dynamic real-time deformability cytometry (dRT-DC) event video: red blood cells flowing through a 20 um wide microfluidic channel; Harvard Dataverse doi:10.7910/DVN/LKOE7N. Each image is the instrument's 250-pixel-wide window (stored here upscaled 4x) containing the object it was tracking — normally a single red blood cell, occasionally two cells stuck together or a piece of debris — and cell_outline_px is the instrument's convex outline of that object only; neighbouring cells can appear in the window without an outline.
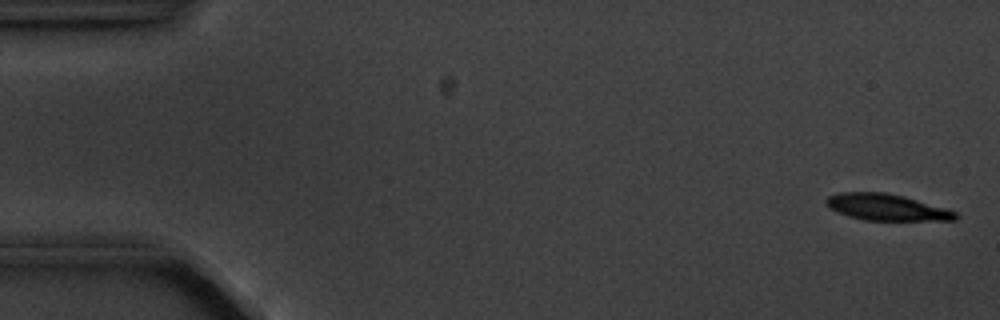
{"species": "common noctule bat (a hibernating species)", "species_latin": "Nyctalus noctula", "temperature_condition": "cold", "stored_images_in_passage": 5, "camera_frame_rate_fps": 3000, "um_per_image_px": 0.085, "animal": {"sex": "male", "body_mass_g": 20.1, "forearm_length_mm": 53.5}, "frame": {"image": 1, "passage_image": 5, "time_ms": 4.667, "image_size_px": [1000, 320], "cell_outline_px": [[960, 216], [956, 220], [864, 220], [848, 216], [836, 212], [828, 208], [824, 200], [828, 196], [840, 192], [884, 192], [904, 196], [944, 208], [956, 212]], "centroid_in_image_um": [75.31, 17.61], "position_along_channel_um": 9.7, "area_um2": 19.94}}